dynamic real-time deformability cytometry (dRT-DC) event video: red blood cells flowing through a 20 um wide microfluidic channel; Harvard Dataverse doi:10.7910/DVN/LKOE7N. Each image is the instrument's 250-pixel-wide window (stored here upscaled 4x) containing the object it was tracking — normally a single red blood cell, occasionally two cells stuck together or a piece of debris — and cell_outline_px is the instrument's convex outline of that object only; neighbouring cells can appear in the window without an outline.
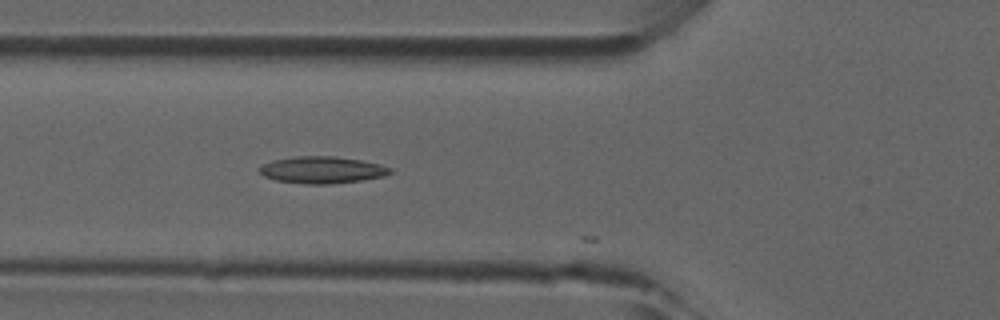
{"species": "common noctule bat (a hibernating species)", "species_latin": "Nyctalus noctula", "temperature_condition": "room temperature", "stored_images_in_passage": 15, "camera_frame_rate_fps": 3000, "um_per_image_px": 0.085, "animal": {"sex": "male", "forearm_length_mm": 52.5}, "frame": {"image": 1, "passage_image": 14, "time_ms": 4.333, "image_size_px": [1000, 320], "cell_outline_px": [[392, 172], [384, 176], [360, 180], [332, 184], [308, 184], [276, 180], [264, 176], [260, 172], [260, 168], [264, 164], [272, 160], [296, 156], [332, 156], [360, 160], [380, 164], [392, 168]], "centroid_in_image_um": [27.39, 14.44], "position_along_channel_um": 98.4, "area_um2": 20.29}}